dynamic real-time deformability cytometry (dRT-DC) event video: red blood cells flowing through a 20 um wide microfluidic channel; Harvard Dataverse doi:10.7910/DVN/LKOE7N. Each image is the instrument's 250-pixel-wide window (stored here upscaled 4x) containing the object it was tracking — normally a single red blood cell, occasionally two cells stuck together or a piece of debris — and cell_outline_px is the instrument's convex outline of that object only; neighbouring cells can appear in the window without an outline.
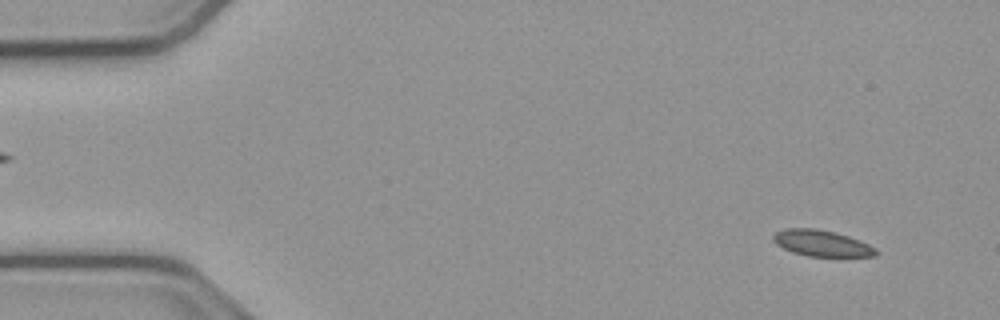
{"species": "common noctule bat (a hibernating species)", "species_latin": "Nyctalus noctula", "temperature_condition": "cold", "stored_images_in_passage": 16, "camera_frame_rate_fps": 3000, "um_per_image_px": 0.085, "animal": {"sex": "male", "body_mass_g": 23.1, "forearm_length_mm": 52.7}, "frame": {"image": 1, "passage_image": 4, "time_ms": 1.0, "image_size_px": [1000, 320], "cell_outline_px": [[880, 252], [876, 256], [808, 256], [792, 252], [776, 244], [772, 240], [772, 236], [776, 232], [784, 228], [816, 228], [848, 236], [868, 244], [876, 248]], "centroid_in_image_um": [69.83, 20.67], "position_along_channel_um": 15.2, "area_um2": 15.61}}
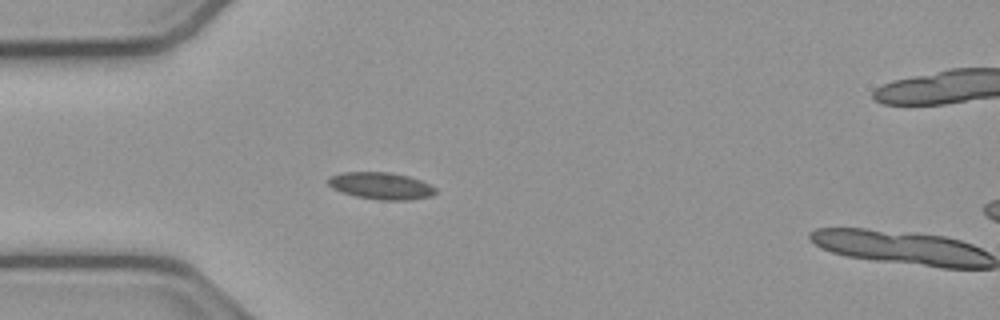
{"frame": {"image": 2, "passage_image": 15, "time_ms": 4.667, "image_size_px": [1000, 320], "cell_outline_px": [[436, 192], [432, 196], [412, 200], [380, 200], [356, 196], [332, 188], [328, 184], [328, 176], [340, 172], [392, 172], [408, 176], [420, 180], [436, 188]], "centroid_in_image_um": [32.39, 15.79], "position_along_channel_um": 52.6, "area_um2": 16.94}}